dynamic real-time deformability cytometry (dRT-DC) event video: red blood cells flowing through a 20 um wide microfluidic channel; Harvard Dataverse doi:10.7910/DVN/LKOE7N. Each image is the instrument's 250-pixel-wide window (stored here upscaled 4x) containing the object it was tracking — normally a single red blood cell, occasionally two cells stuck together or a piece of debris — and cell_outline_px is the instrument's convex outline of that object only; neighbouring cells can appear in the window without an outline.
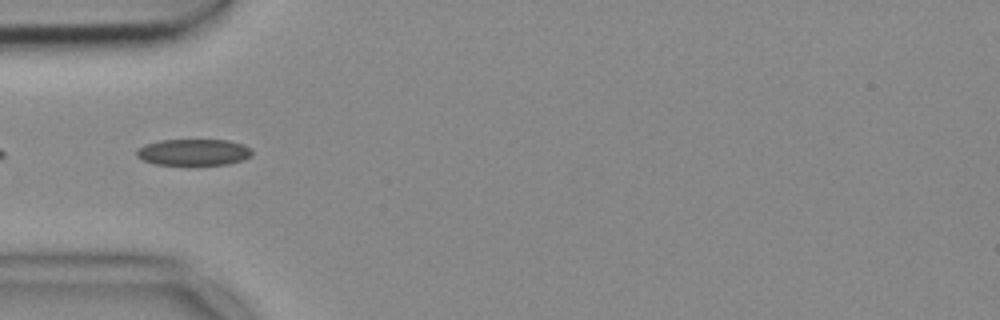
{"species": "common noctule bat (a hibernating species)", "species_latin": "Nyctalus noctula", "temperature_condition": "cold", "stored_images_in_passage": 22, "segment_of_instrument_passage": [2, 2], "camera_frame_rate_fps": 3000, "um_per_image_px": 0.085, "animal": {"sex": "female", "body_mass_g": 18.4}, "frame": {"image": 1, "passage_image": 17, "time_ms": 5.333, "image_size_px": [1000, 320], "cell_outline_px": [[252, 156], [244, 160], [228, 164], [188, 168], [156, 164], [144, 160], [136, 156], [136, 148], [144, 144], [160, 140], [228, 140], [244, 144], [252, 148]], "centroid_in_image_um": [16.46, 12.99], "position_along_channel_um": 68.5, "area_um2": 18.9}}